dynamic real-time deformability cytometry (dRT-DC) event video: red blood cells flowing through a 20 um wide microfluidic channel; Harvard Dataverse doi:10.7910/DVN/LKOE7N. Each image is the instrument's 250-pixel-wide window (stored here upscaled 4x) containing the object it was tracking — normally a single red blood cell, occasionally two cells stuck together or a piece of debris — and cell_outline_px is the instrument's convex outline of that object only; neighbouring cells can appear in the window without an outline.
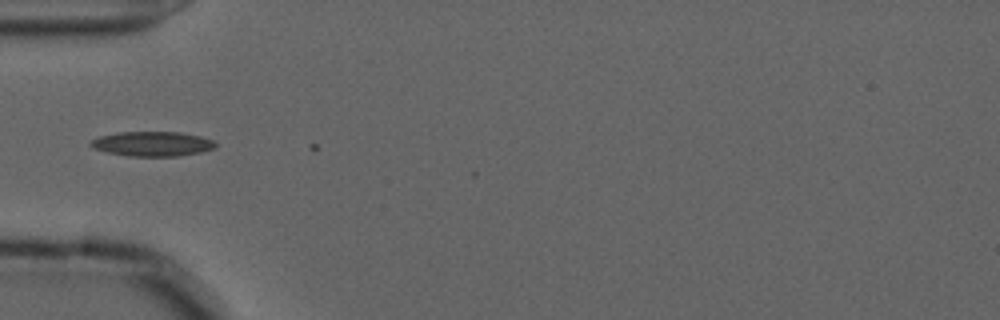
{"species": "common noctule bat (a hibernating species)", "species_latin": "Nyctalus noctula", "temperature_condition": "cold", "stored_images_in_passage": 2, "camera_frame_rate_fps": 3000, "um_per_image_px": 0.085, "animal": {"sex": "male", "forearm_length_mm": 52.5}, "frame": {"image": 1, "passage_image": 1, "time_ms": 0.0, "image_size_px": [1000, 320], "cell_outline_px": [[216, 148], [200, 152], [176, 156], [128, 156], [108, 152], [92, 148], [88, 144], [92, 140], [100, 136], [116, 132], [180, 132], [200, 136], [212, 140], [216, 144]], "centroid_in_image_um": [12.93, 12.22], "position_along_channel_um": 72.1, "area_um2": 17.92}}